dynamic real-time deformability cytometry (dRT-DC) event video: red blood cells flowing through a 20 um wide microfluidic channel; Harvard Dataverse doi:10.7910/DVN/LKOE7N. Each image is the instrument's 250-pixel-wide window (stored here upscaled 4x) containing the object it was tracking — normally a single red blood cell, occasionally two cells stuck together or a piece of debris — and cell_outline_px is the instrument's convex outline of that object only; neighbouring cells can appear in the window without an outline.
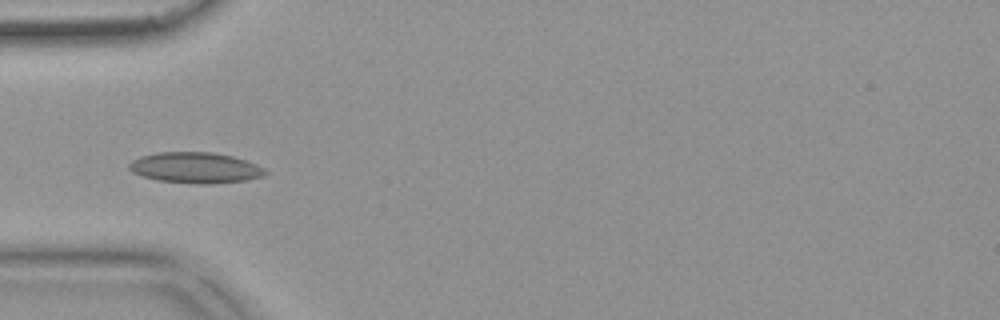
{"species": "common noctule bat (a hibernating species)", "species_latin": "Nyctalus noctula", "temperature_condition": "warm", "stored_images_in_passage": 39, "camera_frame_rate_fps": 3000, "um_per_image_px": 0.085, "animal": {"sex": "female", "body_mass_g": 18.4}, "frame": {"image": 1, "passage_image": 3, "time_ms": 0.667, "image_size_px": [1000, 320], "cell_outline_px": [[268, 172], [264, 176], [244, 180], [208, 184], [200, 184], [156, 180], [132, 172], [128, 168], [128, 164], [132, 160], [140, 156], [156, 152], [212, 152], [232, 156], [256, 164], [264, 168]], "centroid_in_image_um": [16.58, 14.25], "position_along_channel_um": 68.4, "area_um2": 24.39}}
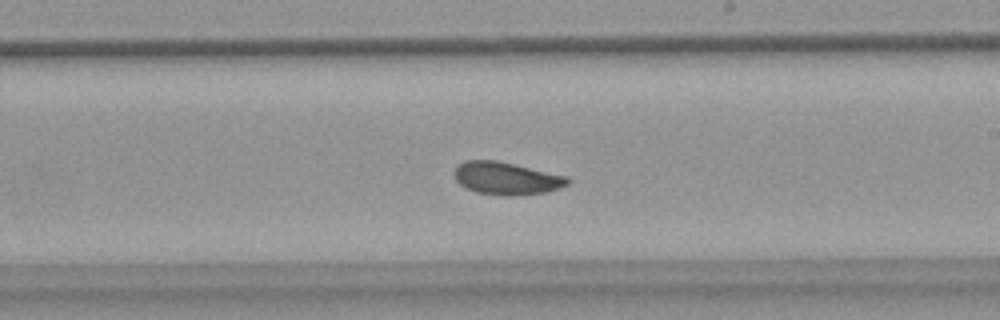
{"frame": {"image": 2, "passage_image": 17, "time_ms": 5.333, "image_size_px": [1000, 320], "cell_outline_px": [[572, 180], [568, 184], [548, 192], [516, 196], [504, 196], [476, 192], [460, 184], [456, 180], [452, 172], [456, 164], [464, 160], [496, 160], [568, 176]], "centroid_in_image_um": [43.03, 15.15], "position_along_channel_um": 246.0, "area_um2": 21.85}}
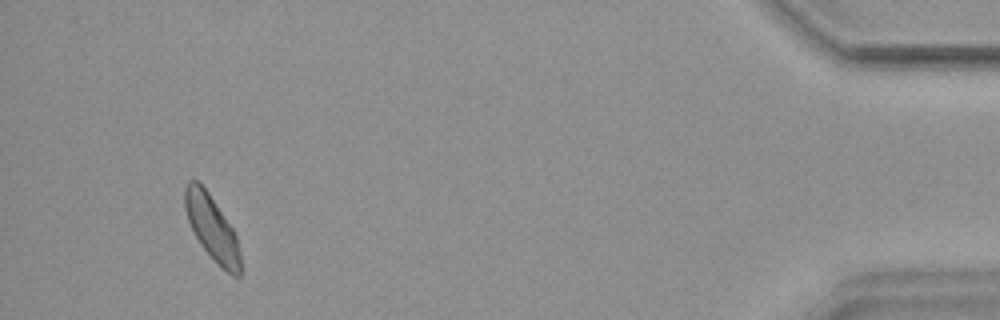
{"frame": {"image": 3, "passage_image": 36, "time_ms": 11.667, "image_size_px": [1000, 320], "cell_outline_px": [[244, 268], [240, 276], [232, 276], [200, 244], [188, 220], [184, 208], [184, 188], [188, 180], [200, 180], [232, 228], [236, 236]], "centroid_in_image_um": [18.03, 19.35], "position_along_channel_um": 417.2, "area_um2": 20.87}, "authors_computed_cell_mechanics": {"area_um2": 21.4438, "velocity_mm_per_s": 3.8162, "shape_relaxation_time_tau1_ms": 6.6716, "shape_relaxation_time_tau2_ms": 3.3729, "deformation_change_tau1": 0.1241, "deformation_change_tau2": 0.0722}}